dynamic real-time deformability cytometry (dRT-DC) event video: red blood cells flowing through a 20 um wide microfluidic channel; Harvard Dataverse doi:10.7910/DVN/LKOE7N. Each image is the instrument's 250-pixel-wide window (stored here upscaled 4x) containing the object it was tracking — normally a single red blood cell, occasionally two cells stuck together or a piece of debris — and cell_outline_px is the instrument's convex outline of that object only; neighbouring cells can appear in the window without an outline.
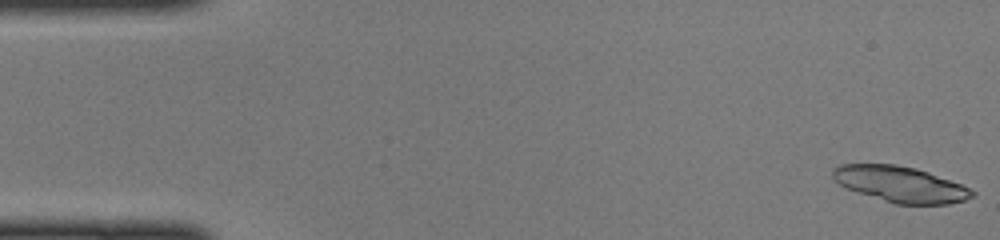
{"species": "common noctule bat (a hibernating species)", "species_latin": "Nyctalus noctula", "temperature_condition": "cold", "stored_images_in_passage": 46, "segment_of_instrument_passage": [1, 2], "camera_frame_rate_fps": 3000, "um_per_image_px": 0.085, "animal": {"sex": "female", "body_mass_g": 22.0, "forearm_length_mm": 56.7}, "frame": {"image": 1, "passage_image": 1, "time_ms": 0.0, "image_size_px": [1000, 240], "cell_outline_px": [[976, 196], [964, 200], [948, 204], [896, 204], [848, 188], [840, 184], [832, 176], [832, 168], [840, 164], [896, 164], [916, 168], [928, 172], [960, 184], [976, 192]], "centroid_in_image_um": [76.55, 15.65], "position_along_channel_um": 8.5, "area_um2": 28.73}}